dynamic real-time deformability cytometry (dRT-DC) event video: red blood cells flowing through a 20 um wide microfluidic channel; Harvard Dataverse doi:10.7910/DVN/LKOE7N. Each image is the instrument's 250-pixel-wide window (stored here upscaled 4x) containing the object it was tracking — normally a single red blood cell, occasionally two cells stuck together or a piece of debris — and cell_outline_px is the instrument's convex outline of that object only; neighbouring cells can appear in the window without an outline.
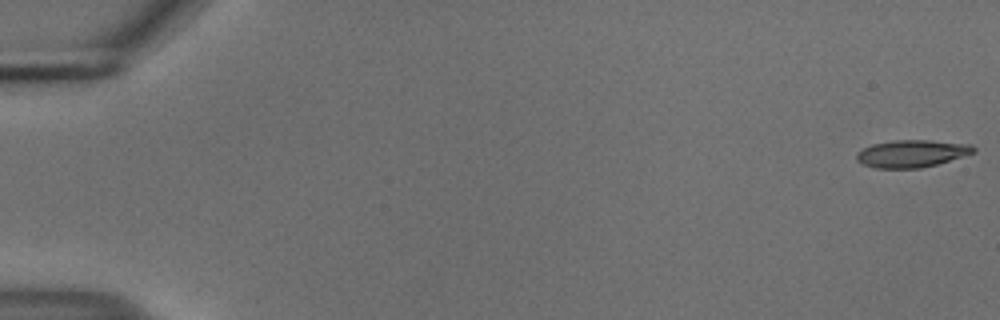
{"species": "common noctule bat (a hibernating species)", "species_latin": "Nyctalus noctula", "temperature_condition": "cold", "stored_images_in_passage": 55, "camera_frame_rate_fps": 3000, "um_per_image_px": 0.085, "animal": {"sex": "male", "body_mass_g": 18.8}, "frame": {"image": 1, "passage_image": 1, "time_ms": 0.0, "image_size_px": [1000, 320], "cell_outline_px": [[976, 152], [936, 164], [920, 168], [876, 168], [864, 164], [856, 160], [856, 152], [872, 144], [892, 140], [928, 140], [972, 144], [976, 148]], "centroid_in_image_um": [77.5, 13.04], "position_along_channel_um": 7.5, "area_um2": 18.61}}
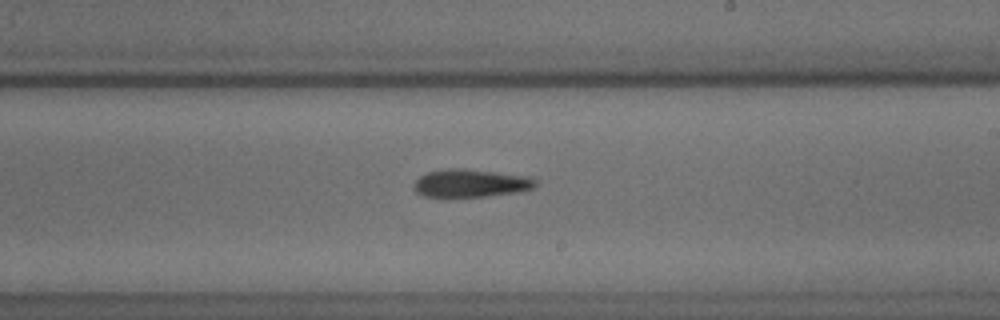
{"frame": {"image": 2, "passage_image": 33, "time_ms": 10.667, "image_size_px": [1000, 320], "cell_outline_px": [[536, 184], [532, 188], [516, 192], [452, 200], [424, 196], [416, 192], [412, 188], [412, 184], [420, 176], [428, 172], [448, 168], [464, 168], [532, 176], [536, 180]], "centroid_in_image_um": [39.94, 15.6], "position_along_channel_um": 249.1, "area_um2": 20.63}}
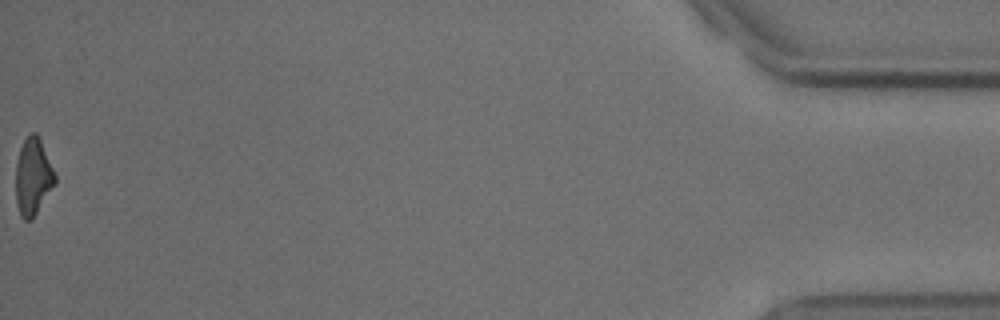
{"frame": {"image": 3, "passage_image": 55, "time_ms": 18.0, "image_size_px": [1000, 320], "cell_outline_px": [[56, 184], [32, 220], [24, 220], [20, 216], [16, 204], [16, 164], [20, 148], [28, 132], [36, 132], [40, 136], [56, 176]], "centroid_in_image_um": [2.81, 15.01], "position_along_channel_um": 432.4, "area_um2": 17.98}, "authors_computed_cell_mechanics": {"area_um2": 19.1896, "velocity_mm_per_s": 3.7407, "shape_relaxation_time_tau1_ms": 3.5806, "shape_relaxation_time_tau2_ms": null, "deformation_change_tau1": 0.1241, "deformation_change_tau2": null}}